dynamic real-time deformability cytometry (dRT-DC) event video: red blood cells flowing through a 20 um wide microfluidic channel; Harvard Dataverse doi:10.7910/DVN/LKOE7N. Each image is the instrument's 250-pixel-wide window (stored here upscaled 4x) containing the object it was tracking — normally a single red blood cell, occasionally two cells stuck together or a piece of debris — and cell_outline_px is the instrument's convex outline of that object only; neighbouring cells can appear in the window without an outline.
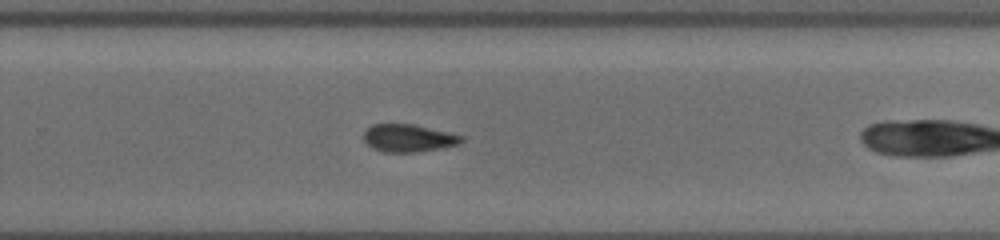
{"species": "common noctule bat (a hibernating species)", "species_latin": "Nyctalus noctula", "temperature_condition": "cold", "stored_images_in_passage": 25, "segment_of_instrument_passage": [2, 2], "camera_frame_rate_fps": 3000, "um_per_image_px": 0.085, "animal": {"sex": "female", "body_mass_g": 19.5, "forearm_length_mm": 54.1}, "frame": {"image": 1, "passage_image": 21, "time_ms": 6.667, "image_size_px": [1000, 240], "cell_outline_px": [[464, 140], [460, 144], [440, 148], [416, 152], [384, 152], [372, 148], [364, 140], [364, 132], [372, 124], [412, 124], [448, 132], [464, 136]], "centroid_in_image_um": [34.73, 11.74], "position_along_channel_um": 295.1, "area_um2": 15.66}}
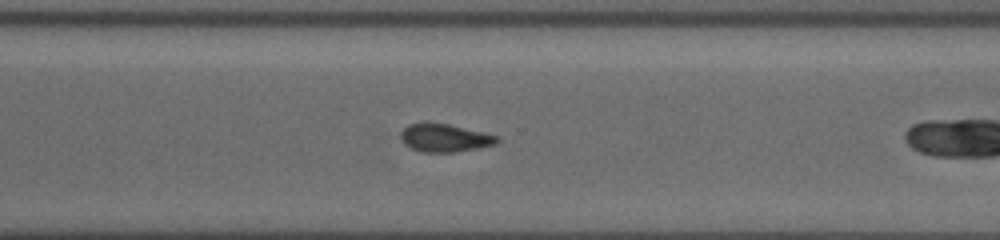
{"frame": {"image": 2, "passage_image": 24, "time_ms": 7.667, "image_size_px": [1000, 240], "cell_outline_px": [[500, 140], [496, 144], [456, 152], [424, 152], [412, 148], [400, 136], [400, 132], [408, 124], [424, 120], [448, 124], [500, 136]], "centroid_in_image_um": [37.81, 11.68], "position_along_channel_um": 332.8, "area_um2": 15.84}}